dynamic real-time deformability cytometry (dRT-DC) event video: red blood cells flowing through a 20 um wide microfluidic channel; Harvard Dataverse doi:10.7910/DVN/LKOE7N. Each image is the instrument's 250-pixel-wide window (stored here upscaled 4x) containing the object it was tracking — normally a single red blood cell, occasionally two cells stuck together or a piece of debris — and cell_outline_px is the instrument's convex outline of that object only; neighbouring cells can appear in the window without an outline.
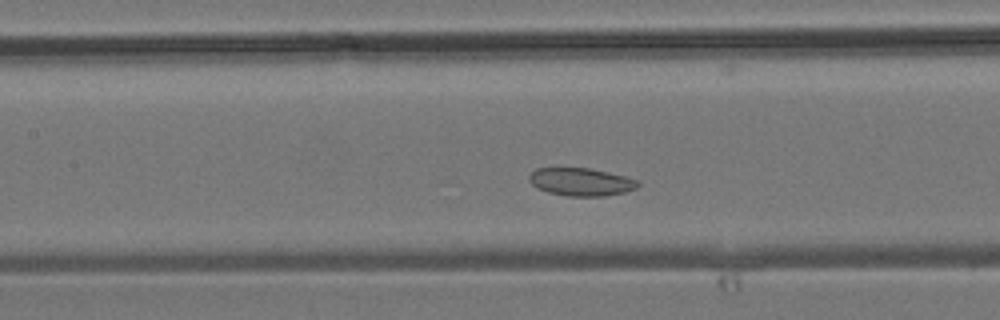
{"species": "common noctule bat (a hibernating species)", "species_latin": "Nyctalus noctula", "temperature_condition": "room temperature", "stored_images_in_passage": 34, "camera_frame_rate_fps": 3000, "um_per_image_px": 0.085, "animal": {"sex": "male", "body_mass_g": 19.2, "forearm_length_mm": 51.8}, "frame": {"image": 1, "passage_image": 9, "time_ms": 2.667, "image_size_px": [1000, 320], "cell_outline_px": [[640, 184], [636, 188], [624, 192], [604, 196], [568, 196], [548, 192], [536, 188], [528, 180], [528, 176], [536, 168], [588, 168], [608, 172], [640, 180]], "centroid_in_image_um": [49.38, 15.46], "position_along_channel_um": 158.0, "area_um2": 17.69}}
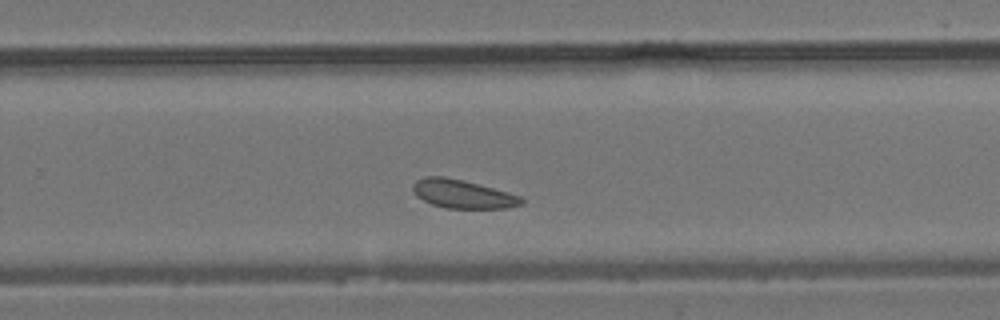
{"frame": {"image": 2, "passage_image": 18, "time_ms": 5.667, "image_size_px": [1000, 320], "cell_outline_px": [[524, 204], [508, 208], [444, 208], [432, 204], [416, 196], [412, 188], [412, 184], [416, 180], [424, 176], [444, 176], [508, 192], [520, 196], [524, 200]], "centroid_in_image_um": [39.31, 16.5], "position_along_channel_um": 290.5, "area_um2": 17.92}}
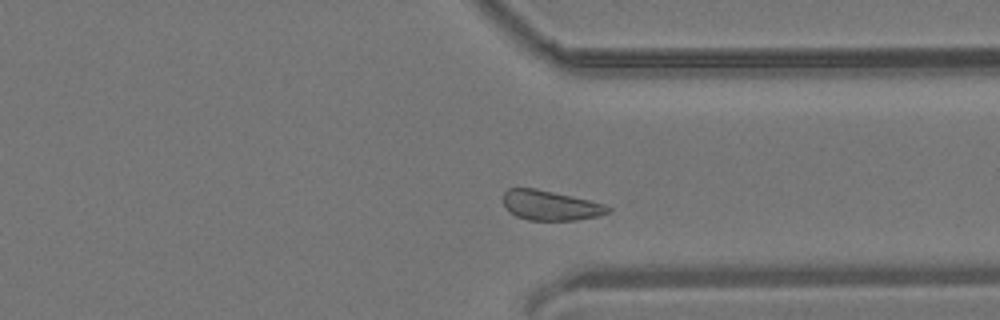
{"frame": {"image": 3, "passage_image": 23, "time_ms": 7.333, "image_size_px": [1000, 320], "cell_outline_px": [[612, 212], [600, 216], [576, 220], [528, 220], [516, 216], [504, 204], [504, 192], [508, 188], [536, 188], [588, 200], [604, 204], [612, 208]], "centroid_in_image_um": [46.83, 17.46], "position_along_channel_um": 364.6, "area_um2": 18.09}}